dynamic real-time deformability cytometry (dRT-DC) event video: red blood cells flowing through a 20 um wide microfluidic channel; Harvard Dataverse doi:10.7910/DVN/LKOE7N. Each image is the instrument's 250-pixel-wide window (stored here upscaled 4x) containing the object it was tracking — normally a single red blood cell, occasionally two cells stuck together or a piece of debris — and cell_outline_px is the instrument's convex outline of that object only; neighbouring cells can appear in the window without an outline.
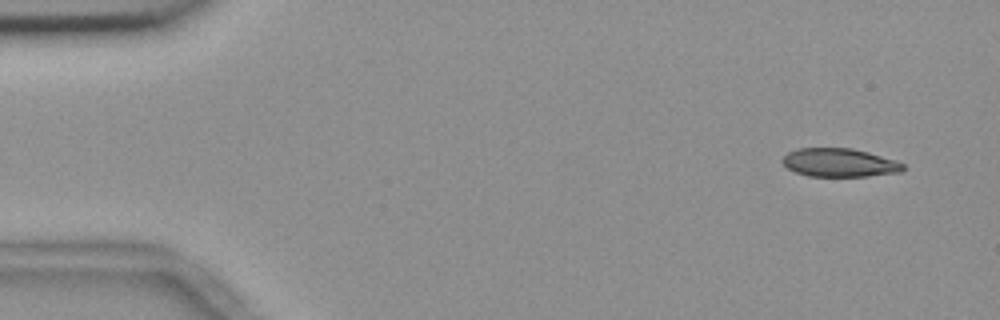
{"species": "common noctule bat (a hibernating species)", "species_latin": "Nyctalus noctula", "temperature_condition": "room temperature", "stored_images_in_passage": 52, "camera_frame_rate_fps": 3000, "um_per_image_px": 0.085, "animal": {"sex": "female", "body_mass_g": 18.4}, "frame": {"image": 1, "passage_image": 1, "time_ms": 0.0, "image_size_px": [1000, 320], "cell_outline_px": [[904, 168], [900, 172], [868, 176], [808, 176], [796, 172], [788, 168], [780, 160], [788, 152], [796, 148], [852, 148], [868, 152], [896, 160], [904, 164]], "centroid_in_image_um": [71.34, 13.82], "position_along_channel_um": 13.7, "area_um2": 20.0}}
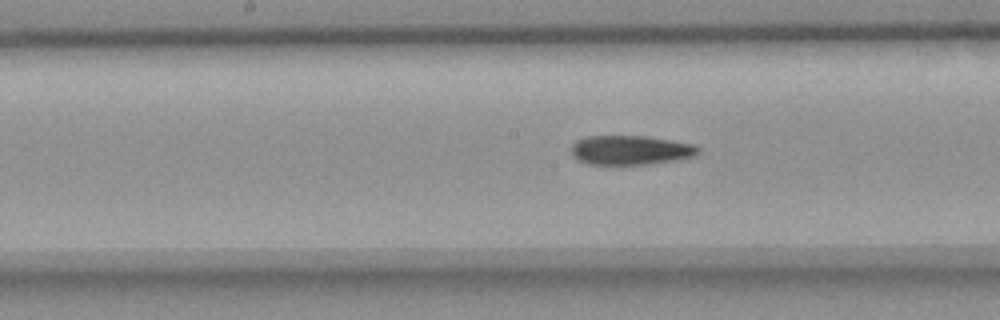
{"frame": {"image": 2, "passage_image": 25, "time_ms": 8.0, "image_size_px": [1000, 320], "cell_outline_px": [[700, 152], [692, 156], [676, 160], [644, 164], [588, 164], [576, 160], [572, 156], [572, 144], [576, 140], [588, 136], [644, 136], [672, 140], [696, 144], [700, 148]], "centroid_in_image_um": [53.59, 12.75], "position_along_channel_um": 194.6, "area_um2": 21.73}}
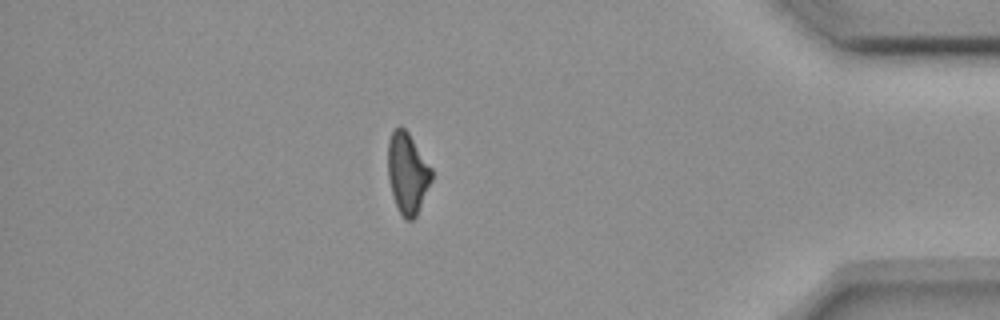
{"frame": {"image": 3, "passage_image": 45, "time_ms": 14.667, "image_size_px": [1000, 320], "cell_outline_px": [[432, 180], [416, 216], [412, 220], [404, 220], [396, 204], [388, 180], [388, 140], [392, 132], [400, 124], [408, 132], [432, 168]], "centroid_in_image_um": [34.63, 14.7], "position_along_channel_um": 400.6, "area_um2": 20.52}, "authors_computed_cell_mechanics": {"area_um2": 21.9351, "velocity_mm_per_s": 3.673, "shape_relaxation_time_tau1_ms": 10.439, "shape_relaxation_time_tau2_ms": 9.8681, "deformation_change_tau1": 0.2245, "deformation_change_tau2": 0.1915}}